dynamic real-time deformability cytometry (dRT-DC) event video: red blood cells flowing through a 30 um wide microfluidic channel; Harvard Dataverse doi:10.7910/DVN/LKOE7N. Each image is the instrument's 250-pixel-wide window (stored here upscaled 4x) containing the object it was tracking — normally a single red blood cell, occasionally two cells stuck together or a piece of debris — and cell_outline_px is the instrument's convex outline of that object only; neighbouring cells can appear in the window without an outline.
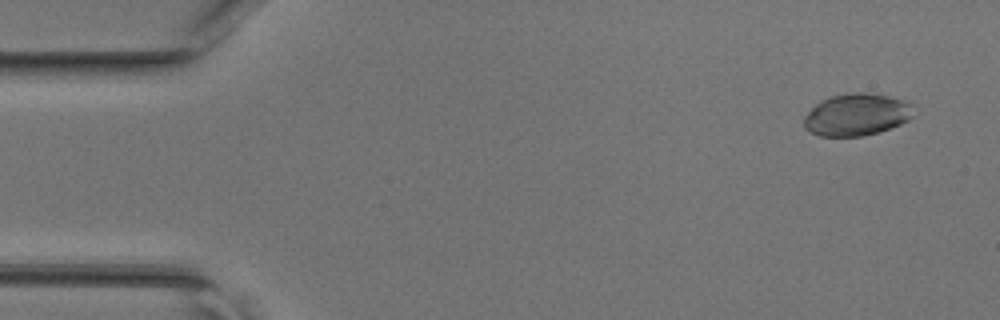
{"species": "common noctule bat (a hibernating species)", "species_latin": "Nyctalus noctula", "temperature_condition": "room temperature", "stored_images_in_passage": 46, "camera_frame_rate_fps": 3000, "um_per_image_px": 0.085, "animal": {"sex": "female", "body_mass_g": 17.0, "forearm_length_mm": 48.0}, "frame": {"image": 1, "passage_image": 3, "time_ms": 0.667, "image_size_px": [1000, 320], "cell_outline_px": [[916, 104], [912, 116], [908, 120], [900, 124], [864, 136], [820, 136], [804, 128], [804, 116], [820, 100], [828, 96], [848, 92], [868, 92], [888, 96], [904, 100]], "centroid_in_image_um": [72.83, 9.72], "position_along_channel_um": 12.2, "area_um2": 27.17}}
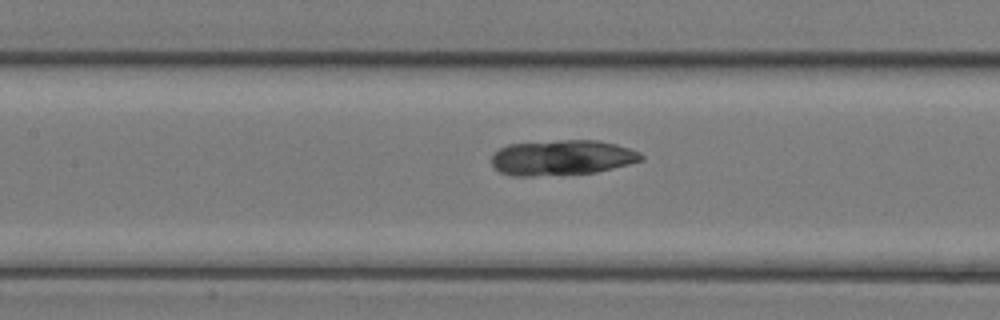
{"frame": {"image": 2, "passage_image": 21, "time_ms": 6.667, "image_size_px": [1000, 320], "cell_outline_px": [[644, 160], [596, 172], [532, 176], [512, 176], [500, 172], [492, 164], [492, 152], [508, 144], [560, 140], [596, 140], [616, 144], [640, 152], [644, 156]], "centroid_in_image_um": [47.75, 13.39], "position_along_channel_um": 159.6, "area_um2": 30.75}}
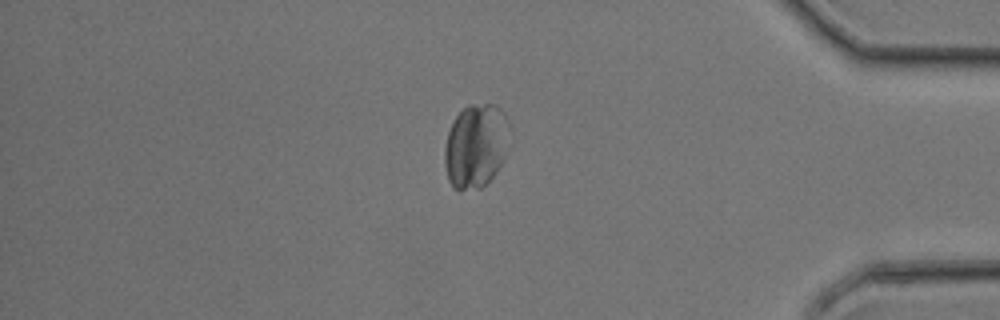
{"frame": {"image": 3, "passage_image": 39, "time_ms": 12.667, "image_size_px": [1000, 320], "cell_outline_px": [[508, 124], [504, 160], [496, 172], [480, 188], [460, 192], [452, 188], [448, 180], [444, 164], [444, 148], [448, 132], [456, 116], [468, 104], [496, 104], [504, 112], [508, 120]], "centroid_in_image_um": [40.4, 12.42], "position_along_channel_um": 394.8, "area_um2": 31.85}}